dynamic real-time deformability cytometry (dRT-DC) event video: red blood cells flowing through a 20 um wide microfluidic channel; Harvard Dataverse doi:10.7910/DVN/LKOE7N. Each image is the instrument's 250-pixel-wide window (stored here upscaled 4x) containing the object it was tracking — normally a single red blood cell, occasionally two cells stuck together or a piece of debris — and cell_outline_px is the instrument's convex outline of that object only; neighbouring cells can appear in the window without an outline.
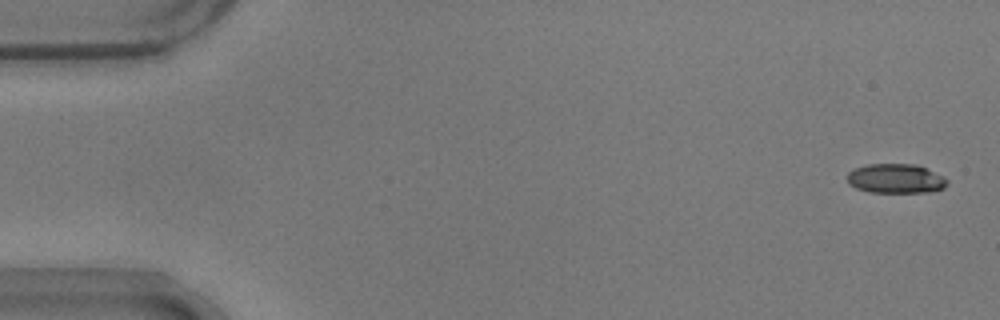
{"species": "common noctule bat (a hibernating species)", "species_latin": "Nyctalus noctula", "temperature_condition": "warm", "stored_images_in_passage": 54, "camera_frame_rate_fps": 3000, "um_per_image_px": 0.085, "animal": {"sex": "male", "body_mass_g": 17.9}, "frame": {"image": 1, "passage_image": 2, "time_ms": 0.333, "image_size_px": [1000, 320], "cell_outline_px": [[948, 184], [944, 188], [928, 192], [872, 192], [856, 188], [848, 184], [848, 172], [856, 168], [868, 164], [916, 164], [944, 176], [948, 180]], "centroid_in_image_um": [76.16, 15.18], "position_along_channel_um": 8.8, "area_um2": 17.11}}
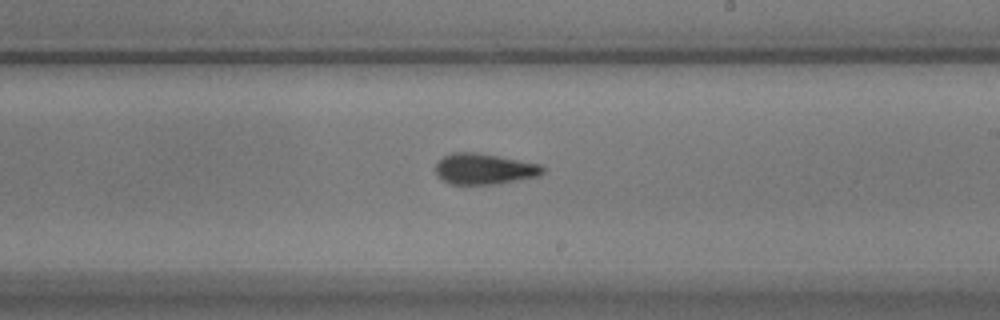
{"frame": {"image": 2, "passage_image": 32, "time_ms": 10.333, "image_size_px": [1000, 320], "cell_outline_px": [[544, 172], [540, 176], [496, 184], [448, 184], [436, 172], [436, 164], [444, 156], [452, 152], [476, 152], [540, 164], [544, 168]], "centroid_in_image_um": [41.18, 14.36], "position_along_channel_um": 247.8, "area_um2": 19.13}}
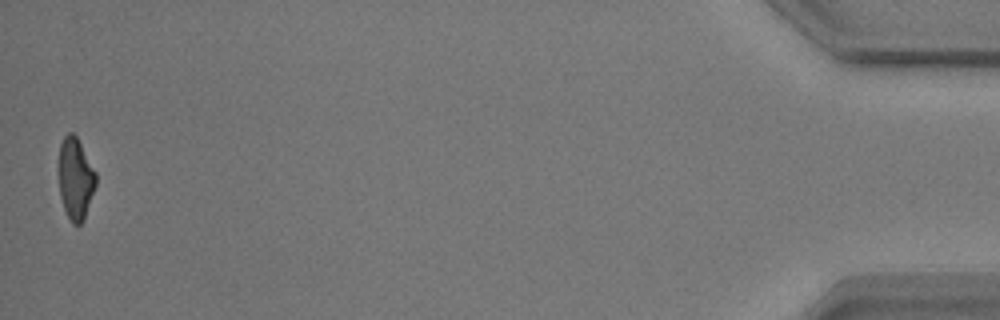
{"frame": {"image": 3, "passage_image": 54, "time_ms": 17.667, "image_size_px": [1000, 320], "cell_outline_px": [[96, 184], [84, 220], [80, 224], [72, 224], [64, 208], [60, 196], [60, 144], [64, 136], [68, 132], [72, 132], [76, 136], [96, 172]], "centroid_in_image_um": [6.43, 15.19], "position_along_channel_um": 428.8, "area_um2": 17.34}, "authors_computed_cell_mechanics": {"area_um2": 18.8428, "velocity_mm_per_s": 3.7325, "shape_relaxation_time_tau1_ms": 4.7527, "shape_relaxation_time_tau2_ms": 2.6959, "deformation_change_tau1": 0.1669, "deformation_change_tau2": 0.1225}}